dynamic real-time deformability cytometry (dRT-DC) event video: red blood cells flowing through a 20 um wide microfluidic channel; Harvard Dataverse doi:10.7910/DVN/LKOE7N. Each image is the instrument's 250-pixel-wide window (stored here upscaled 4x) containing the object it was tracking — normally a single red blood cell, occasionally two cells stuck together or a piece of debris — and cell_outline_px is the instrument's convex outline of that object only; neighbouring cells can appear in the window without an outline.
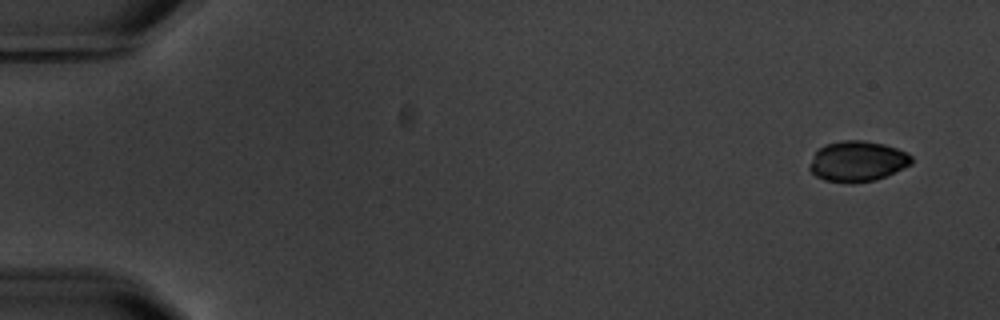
{"species": "common noctule bat (a hibernating species)", "species_latin": "Nyctalus noctula", "temperature_condition": "warm", "stored_images_in_passage": 5, "camera_frame_rate_fps": 3000, "um_per_image_px": 0.085, "animal": {"sex": "male", "body_mass_g": 20.1, "forearm_length_mm": 53.5}, "frame": {"image": 1, "passage_image": 1, "time_ms": 0.0, "image_size_px": [1000, 320], "cell_outline_px": [[912, 164], [904, 168], [876, 180], [852, 184], [848, 184], [824, 180], [816, 176], [808, 168], [808, 164], [816, 152], [824, 144], [844, 140], [864, 140], [884, 144], [908, 152], [912, 156]], "centroid_in_image_um": [72.88, 13.72], "position_along_channel_um": 12.1, "area_um2": 24.39}}
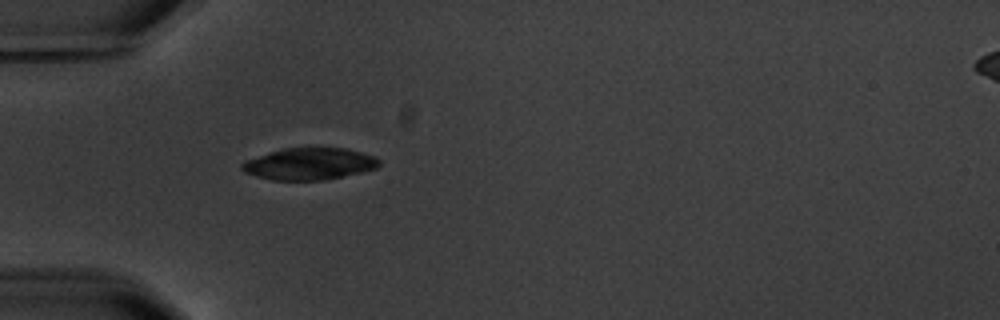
{"frame": {"image": 2, "passage_image": 5, "time_ms": 5.0, "image_size_px": [1000, 320], "cell_outline_px": [[380, 164], [376, 168], [360, 172], [324, 180], [272, 180], [256, 176], [244, 172], [240, 168], [240, 164], [244, 160], [284, 148], [348, 148], [376, 156], [380, 160]], "centroid_in_image_um": [26.29, 13.92], "position_along_channel_um": 58.7, "area_um2": 25.49}}